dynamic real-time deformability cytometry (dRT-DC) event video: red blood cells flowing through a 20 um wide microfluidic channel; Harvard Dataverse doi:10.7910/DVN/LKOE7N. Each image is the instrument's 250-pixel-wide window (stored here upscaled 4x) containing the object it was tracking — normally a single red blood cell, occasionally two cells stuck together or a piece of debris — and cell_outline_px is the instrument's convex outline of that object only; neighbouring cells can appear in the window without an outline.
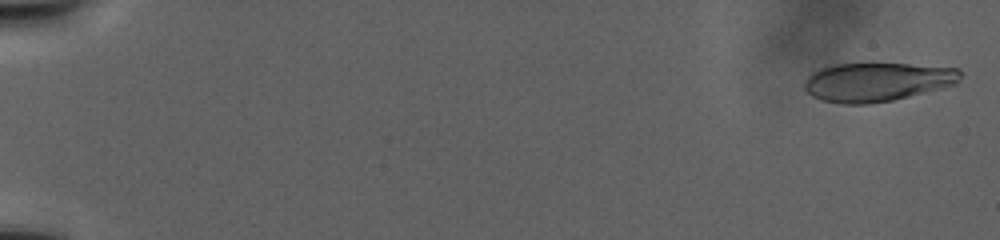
{"species": "human", "species_latin": "Homo sapiens", "temperature_condition": "warm", "stored_images_in_passage": 74, "camera_frame_rate_fps": 3000, "um_per_image_px": 0.085, "donor": {"sex": "male"}, "frame": {"image": 1, "passage_image": 2, "time_ms": 0.667, "image_size_px": [1000, 240], "cell_outline_px": [[964, 72], [960, 80], [956, 84], [892, 100], [868, 104], [844, 104], [824, 100], [812, 96], [804, 88], [804, 80], [812, 72], [820, 68], [836, 64], [908, 64], [960, 68]], "centroid_in_image_um": [74.57, 6.95], "position_along_channel_um": 10.4, "area_um2": 35.2}}
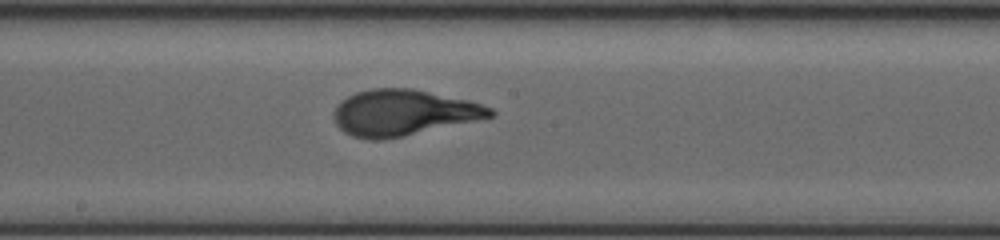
{"frame": {"image": 2, "passage_image": 42, "time_ms": 22.0, "image_size_px": [1000, 240], "cell_outline_px": [[496, 112], [492, 116], [400, 136], [380, 140], [368, 140], [352, 136], [344, 132], [336, 124], [332, 116], [332, 112], [348, 96], [356, 92], [372, 88], [412, 88], [468, 100], [492, 108]], "centroid_in_image_um": [34.22, 9.56], "position_along_channel_um": 214.0, "area_um2": 41.15}}
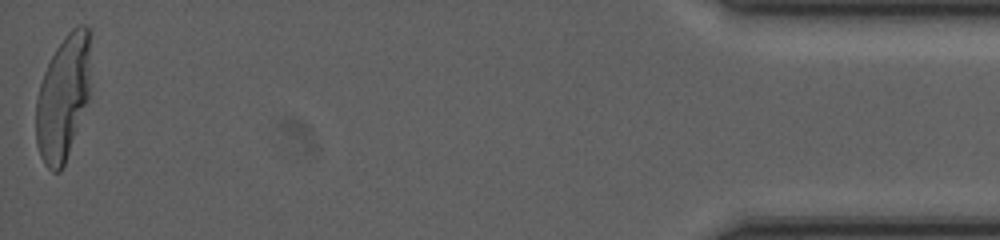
{"frame": {"image": 3, "passage_image": 74, "time_ms": 37.667, "image_size_px": [1000, 240], "cell_outline_px": [[88, 100], [64, 164], [60, 172], [52, 172], [44, 164], [40, 156], [36, 144], [36, 100], [40, 84], [44, 72], [56, 48], [64, 36], [72, 28], [80, 24], [84, 24], [88, 28]], "centroid_in_image_um": [5.32, 8.34], "position_along_channel_um": 429.9, "area_um2": 39.02}}